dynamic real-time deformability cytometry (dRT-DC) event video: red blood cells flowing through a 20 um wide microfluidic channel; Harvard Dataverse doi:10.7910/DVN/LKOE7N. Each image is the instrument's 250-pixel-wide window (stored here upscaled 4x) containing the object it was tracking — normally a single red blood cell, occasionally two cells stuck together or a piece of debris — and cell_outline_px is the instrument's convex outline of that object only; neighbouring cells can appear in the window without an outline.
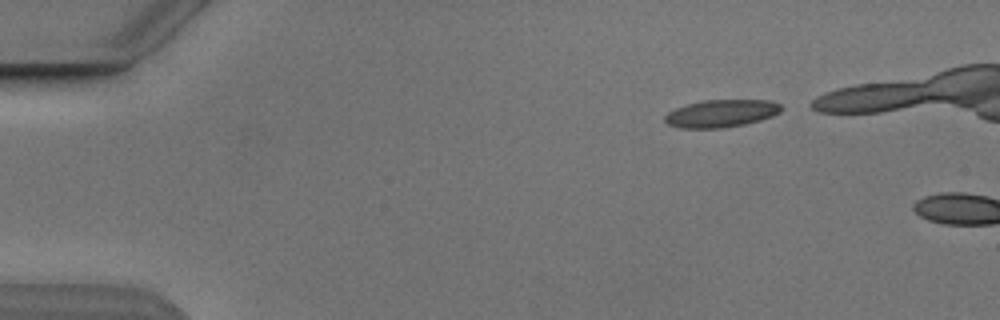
{"species": "Egyptian fruit bat (a non-hibernating species)", "species_latin": "Rousettus aegyptiacus", "temperature_condition": "cold", "stored_images_in_passage": 2, "camera_frame_rate_fps": 3000, "um_per_image_px": 0.085, "animal": {"sex": "male"}, "frame": {"image": 1, "passage_image": 1, "time_ms": 0.0, "image_size_px": [1000, 320], "cell_outline_px": [[784, 108], [780, 112], [772, 116], [760, 120], [744, 124], [720, 128], [680, 128], [668, 124], [664, 120], [664, 116], [668, 112], [684, 104], [704, 100], [772, 100], [780, 104]], "centroid_in_image_um": [61.31, 9.63], "position_along_channel_um": 23.7, "area_um2": 18.79}}